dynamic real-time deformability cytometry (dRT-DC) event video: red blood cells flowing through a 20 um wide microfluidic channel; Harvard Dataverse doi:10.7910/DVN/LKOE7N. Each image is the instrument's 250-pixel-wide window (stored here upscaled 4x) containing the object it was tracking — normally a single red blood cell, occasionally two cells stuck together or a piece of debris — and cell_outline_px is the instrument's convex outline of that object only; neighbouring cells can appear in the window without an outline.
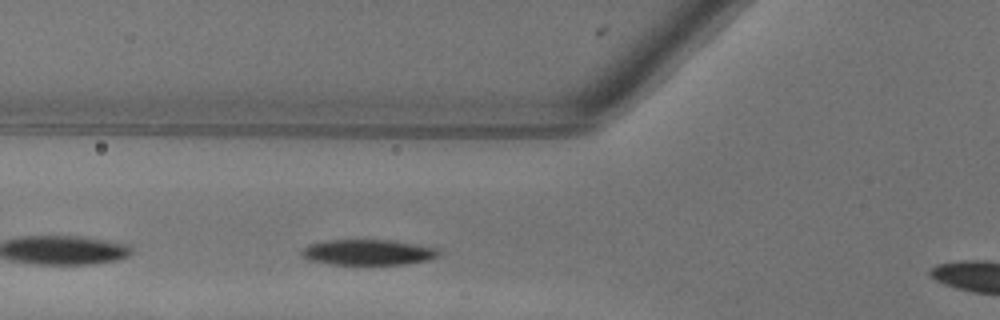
{"species": "common noctule bat (a hibernating species)", "species_latin": "Nyctalus noctula", "temperature_condition": "warm", "stored_images_in_passage": 29, "camera_frame_rate_fps": 3000, "um_per_image_px": 0.085, "animal": {"sex": "female"}, "frame": {"image": 1, "passage_image": 5, "time_ms": 1.333, "image_size_px": [1000, 320], "cell_outline_px": [[440, 256], [432, 260], [404, 264], [328, 264], [308, 260], [300, 256], [300, 248], [308, 244], [328, 240], [388, 240], [416, 244], [436, 248], [440, 252]], "centroid_in_image_um": [31.24, 21.45], "position_along_channel_um": 94.6, "area_um2": 20.69}, "authors_computed_cell_mechanics": {"area_um2": 21.6172, "velocity_mm_per_s": 4.0181, "shape_relaxation_time_tau1_ms": 3.6864, "shape_relaxation_time_tau2_ms": null, "deformation_change_tau1": 0.1871, "deformation_change_tau2": null}}